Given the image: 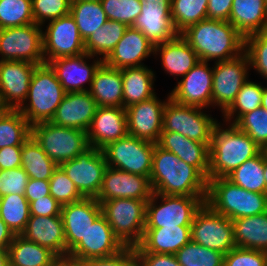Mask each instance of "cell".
Wrapping results in <instances>:
<instances>
[{"label": "cell", "instance_id": "836d02e7", "mask_svg": "<svg viewBox=\"0 0 267 266\" xmlns=\"http://www.w3.org/2000/svg\"><path fill=\"white\" fill-rule=\"evenodd\" d=\"M236 247L267 251V212L232 220Z\"/></svg>", "mask_w": 267, "mask_h": 266}, {"label": "cell", "instance_id": "89a4df30", "mask_svg": "<svg viewBox=\"0 0 267 266\" xmlns=\"http://www.w3.org/2000/svg\"><path fill=\"white\" fill-rule=\"evenodd\" d=\"M265 158H267V144L261 149Z\"/></svg>", "mask_w": 267, "mask_h": 266}, {"label": "cell", "instance_id": "60d3db41", "mask_svg": "<svg viewBox=\"0 0 267 266\" xmlns=\"http://www.w3.org/2000/svg\"><path fill=\"white\" fill-rule=\"evenodd\" d=\"M30 205L21 194L0 197V218L15 235H20L30 218Z\"/></svg>", "mask_w": 267, "mask_h": 266}, {"label": "cell", "instance_id": "7a4b0ae2", "mask_svg": "<svg viewBox=\"0 0 267 266\" xmlns=\"http://www.w3.org/2000/svg\"><path fill=\"white\" fill-rule=\"evenodd\" d=\"M180 35L201 61L229 60L242 54L245 48V38L229 21L204 19Z\"/></svg>", "mask_w": 267, "mask_h": 266}, {"label": "cell", "instance_id": "83f0119b", "mask_svg": "<svg viewBox=\"0 0 267 266\" xmlns=\"http://www.w3.org/2000/svg\"><path fill=\"white\" fill-rule=\"evenodd\" d=\"M190 140L176 132H162L157 145L174 153L186 164L196 167L209 180V146Z\"/></svg>", "mask_w": 267, "mask_h": 266}, {"label": "cell", "instance_id": "7c38bea8", "mask_svg": "<svg viewBox=\"0 0 267 266\" xmlns=\"http://www.w3.org/2000/svg\"><path fill=\"white\" fill-rule=\"evenodd\" d=\"M191 241L227 254L235 245L232 220L215 212L206 202L191 224Z\"/></svg>", "mask_w": 267, "mask_h": 266}, {"label": "cell", "instance_id": "91938a15", "mask_svg": "<svg viewBox=\"0 0 267 266\" xmlns=\"http://www.w3.org/2000/svg\"><path fill=\"white\" fill-rule=\"evenodd\" d=\"M174 255L181 265H191L192 262L198 261V256L200 255V244L190 241L181 247Z\"/></svg>", "mask_w": 267, "mask_h": 266}, {"label": "cell", "instance_id": "94428289", "mask_svg": "<svg viewBox=\"0 0 267 266\" xmlns=\"http://www.w3.org/2000/svg\"><path fill=\"white\" fill-rule=\"evenodd\" d=\"M224 255L221 252L200 245L198 262L203 266H223Z\"/></svg>", "mask_w": 267, "mask_h": 266}, {"label": "cell", "instance_id": "52a82bcc", "mask_svg": "<svg viewBox=\"0 0 267 266\" xmlns=\"http://www.w3.org/2000/svg\"><path fill=\"white\" fill-rule=\"evenodd\" d=\"M31 136L58 166L90 148L86 131L51 122L32 125Z\"/></svg>", "mask_w": 267, "mask_h": 266}, {"label": "cell", "instance_id": "f6af8a7d", "mask_svg": "<svg viewBox=\"0 0 267 266\" xmlns=\"http://www.w3.org/2000/svg\"><path fill=\"white\" fill-rule=\"evenodd\" d=\"M234 124L261 149L267 144V110L264 108L245 113Z\"/></svg>", "mask_w": 267, "mask_h": 266}, {"label": "cell", "instance_id": "11a10c76", "mask_svg": "<svg viewBox=\"0 0 267 266\" xmlns=\"http://www.w3.org/2000/svg\"><path fill=\"white\" fill-rule=\"evenodd\" d=\"M31 216H58L61 215V204L51 195H47L30 204Z\"/></svg>", "mask_w": 267, "mask_h": 266}, {"label": "cell", "instance_id": "db71d44e", "mask_svg": "<svg viewBox=\"0 0 267 266\" xmlns=\"http://www.w3.org/2000/svg\"><path fill=\"white\" fill-rule=\"evenodd\" d=\"M136 266H181L174 254L136 252Z\"/></svg>", "mask_w": 267, "mask_h": 266}, {"label": "cell", "instance_id": "ab89813d", "mask_svg": "<svg viewBox=\"0 0 267 266\" xmlns=\"http://www.w3.org/2000/svg\"><path fill=\"white\" fill-rule=\"evenodd\" d=\"M31 137V125L19 110L9 109L0 118V149L22 146Z\"/></svg>", "mask_w": 267, "mask_h": 266}, {"label": "cell", "instance_id": "cb8c5ba5", "mask_svg": "<svg viewBox=\"0 0 267 266\" xmlns=\"http://www.w3.org/2000/svg\"><path fill=\"white\" fill-rule=\"evenodd\" d=\"M98 105L89 91L68 92L57 107L51 123L88 131Z\"/></svg>", "mask_w": 267, "mask_h": 266}, {"label": "cell", "instance_id": "8d00e7d4", "mask_svg": "<svg viewBox=\"0 0 267 266\" xmlns=\"http://www.w3.org/2000/svg\"><path fill=\"white\" fill-rule=\"evenodd\" d=\"M21 167L29 178L49 181L58 165L48 157L31 136L22 145Z\"/></svg>", "mask_w": 267, "mask_h": 266}, {"label": "cell", "instance_id": "a7ac6f4b", "mask_svg": "<svg viewBox=\"0 0 267 266\" xmlns=\"http://www.w3.org/2000/svg\"><path fill=\"white\" fill-rule=\"evenodd\" d=\"M8 110L9 109H7V107L4 105L0 94V111H8Z\"/></svg>", "mask_w": 267, "mask_h": 266}, {"label": "cell", "instance_id": "4316f807", "mask_svg": "<svg viewBox=\"0 0 267 266\" xmlns=\"http://www.w3.org/2000/svg\"><path fill=\"white\" fill-rule=\"evenodd\" d=\"M50 249L56 255H67L66 239L61 215L30 216L24 231L20 234Z\"/></svg>", "mask_w": 267, "mask_h": 266}, {"label": "cell", "instance_id": "f907efd6", "mask_svg": "<svg viewBox=\"0 0 267 266\" xmlns=\"http://www.w3.org/2000/svg\"><path fill=\"white\" fill-rule=\"evenodd\" d=\"M223 266H267L266 251L234 247L224 255Z\"/></svg>", "mask_w": 267, "mask_h": 266}, {"label": "cell", "instance_id": "6125c7cd", "mask_svg": "<svg viewBox=\"0 0 267 266\" xmlns=\"http://www.w3.org/2000/svg\"><path fill=\"white\" fill-rule=\"evenodd\" d=\"M15 234L6 225V223L0 218V249H8Z\"/></svg>", "mask_w": 267, "mask_h": 266}, {"label": "cell", "instance_id": "5b68a950", "mask_svg": "<svg viewBox=\"0 0 267 266\" xmlns=\"http://www.w3.org/2000/svg\"><path fill=\"white\" fill-rule=\"evenodd\" d=\"M66 92L58 81L55 72L48 64L35 68L25 101L19 110L32 126L41 122H50Z\"/></svg>", "mask_w": 267, "mask_h": 266}, {"label": "cell", "instance_id": "6da1fadb", "mask_svg": "<svg viewBox=\"0 0 267 266\" xmlns=\"http://www.w3.org/2000/svg\"><path fill=\"white\" fill-rule=\"evenodd\" d=\"M149 180L152 191L157 194L207 197L208 179L196 167L157 144Z\"/></svg>", "mask_w": 267, "mask_h": 266}, {"label": "cell", "instance_id": "9c48e42d", "mask_svg": "<svg viewBox=\"0 0 267 266\" xmlns=\"http://www.w3.org/2000/svg\"><path fill=\"white\" fill-rule=\"evenodd\" d=\"M158 198H161L160 205H156ZM206 198L163 195L153 192L146 204L145 228L191 226L196 212L206 202Z\"/></svg>", "mask_w": 267, "mask_h": 266}, {"label": "cell", "instance_id": "8c879c8a", "mask_svg": "<svg viewBox=\"0 0 267 266\" xmlns=\"http://www.w3.org/2000/svg\"><path fill=\"white\" fill-rule=\"evenodd\" d=\"M7 111H0V118L6 113Z\"/></svg>", "mask_w": 267, "mask_h": 266}, {"label": "cell", "instance_id": "f1b7e54d", "mask_svg": "<svg viewBox=\"0 0 267 266\" xmlns=\"http://www.w3.org/2000/svg\"><path fill=\"white\" fill-rule=\"evenodd\" d=\"M190 241L191 226L145 228L141 242L134 248L136 252L175 254Z\"/></svg>", "mask_w": 267, "mask_h": 266}, {"label": "cell", "instance_id": "7402d4cb", "mask_svg": "<svg viewBox=\"0 0 267 266\" xmlns=\"http://www.w3.org/2000/svg\"><path fill=\"white\" fill-rule=\"evenodd\" d=\"M90 147L102 150L109 143L128 135L126 111L123 107L98 106L87 131Z\"/></svg>", "mask_w": 267, "mask_h": 266}, {"label": "cell", "instance_id": "ffe728a7", "mask_svg": "<svg viewBox=\"0 0 267 266\" xmlns=\"http://www.w3.org/2000/svg\"><path fill=\"white\" fill-rule=\"evenodd\" d=\"M37 66L27 61H0V94L7 109L24 105Z\"/></svg>", "mask_w": 267, "mask_h": 266}, {"label": "cell", "instance_id": "b9f144b4", "mask_svg": "<svg viewBox=\"0 0 267 266\" xmlns=\"http://www.w3.org/2000/svg\"><path fill=\"white\" fill-rule=\"evenodd\" d=\"M207 6L208 0H171V16L178 33L207 19Z\"/></svg>", "mask_w": 267, "mask_h": 266}, {"label": "cell", "instance_id": "ee69618b", "mask_svg": "<svg viewBox=\"0 0 267 266\" xmlns=\"http://www.w3.org/2000/svg\"><path fill=\"white\" fill-rule=\"evenodd\" d=\"M33 23L32 0H0V29Z\"/></svg>", "mask_w": 267, "mask_h": 266}, {"label": "cell", "instance_id": "4dcf8cb0", "mask_svg": "<svg viewBox=\"0 0 267 266\" xmlns=\"http://www.w3.org/2000/svg\"><path fill=\"white\" fill-rule=\"evenodd\" d=\"M160 52L162 67L173 76H185L200 60L192 47L179 35L154 47Z\"/></svg>", "mask_w": 267, "mask_h": 266}, {"label": "cell", "instance_id": "bcb514c9", "mask_svg": "<svg viewBox=\"0 0 267 266\" xmlns=\"http://www.w3.org/2000/svg\"><path fill=\"white\" fill-rule=\"evenodd\" d=\"M108 20L133 26L142 11L139 0H100Z\"/></svg>", "mask_w": 267, "mask_h": 266}, {"label": "cell", "instance_id": "7dc6e473", "mask_svg": "<svg viewBox=\"0 0 267 266\" xmlns=\"http://www.w3.org/2000/svg\"><path fill=\"white\" fill-rule=\"evenodd\" d=\"M49 185L50 195L61 206L77 202L84 198L60 166L54 170L52 177L49 179Z\"/></svg>", "mask_w": 267, "mask_h": 266}, {"label": "cell", "instance_id": "e575fe53", "mask_svg": "<svg viewBox=\"0 0 267 266\" xmlns=\"http://www.w3.org/2000/svg\"><path fill=\"white\" fill-rule=\"evenodd\" d=\"M8 250L10 266H49L57 256L50 249L21 235H15Z\"/></svg>", "mask_w": 267, "mask_h": 266}, {"label": "cell", "instance_id": "c3c4849f", "mask_svg": "<svg viewBox=\"0 0 267 266\" xmlns=\"http://www.w3.org/2000/svg\"><path fill=\"white\" fill-rule=\"evenodd\" d=\"M244 51L250 66L267 80V31L246 37Z\"/></svg>", "mask_w": 267, "mask_h": 266}, {"label": "cell", "instance_id": "f5cc1de1", "mask_svg": "<svg viewBox=\"0 0 267 266\" xmlns=\"http://www.w3.org/2000/svg\"><path fill=\"white\" fill-rule=\"evenodd\" d=\"M78 262L79 266H136V251L133 246H125L114 255L82 259Z\"/></svg>", "mask_w": 267, "mask_h": 266}, {"label": "cell", "instance_id": "f35d334b", "mask_svg": "<svg viewBox=\"0 0 267 266\" xmlns=\"http://www.w3.org/2000/svg\"><path fill=\"white\" fill-rule=\"evenodd\" d=\"M128 26L114 20L107 22L85 41V51L90 56L102 55L104 60L123 37Z\"/></svg>", "mask_w": 267, "mask_h": 266}, {"label": "cell", "instance_id": "03108f58", "mask_svg": "<svg viewBox=\"0 0 267 266\" xmlns=\"http://www.w3.org/2000/svg\"><path fill=\"white\" fill-rule=\"evenodd\" d=\"M261 107L267 110V87H263Z\"/></svg>", "mask_w": 267, "mask_h": 266}, {"label": "cell", "instance_id": "be15d7a7", "mask_svg": "<svg viewBox=\"0 0 267 266\" xmlns=\"http://www.w3.org/2000/svg\"><path fill=\"white\" fill-rule=\"evenodd\" d=\"M49 266H79L78 259L69 254L57 255L49 264Z\"/></svg>", "mask_w": 267, "mask_h": 266}, {"label": "cell", "instance_id": "30bf717a", "mask_svg": "<svg viewBox=\"0 0 267 266\" xmlns=\"http://www.w3.org/2000/svg\"><path fill=\"white\" fill-rule=\"evenodd\" d=\"M155 143L127 135L102 149L108 167L150 178Z\"/></svg>", "mask_w": 267, "mask_h": 266}, {"label": "cell", "instance_id": "e0dca14e", "mask_svg": "<svg viewBox=\"0 0 267 266\" xmlns=\"http://www.w3.org/2000/svg\"><path fill=\"white\" fill-rule=\"evenodd\" d=\"M213 67L199 61L170 93V98L181 105L207 108L212 105Z\"/></svg>", "mask_w": 267, "mask_h": 266}, {"label": "cell", "instance_id": "e7e4bbea", "mask_svg": "<svg viewBox=\"0 0 267 266\" xmlns=\"http://www.w3.org/2000/svg\"><path fill=\"white\" fill-rule=\"evenodd\" d=\"M0 266H10L8 249H0Z\"/></svg>", "mask_w": 267, "mask_h": 266}, {"label": "cell", "instance_id": "003e7915", "mask_svg": "<svg viewBox=\"0 0 267 266\" xmlns=\"http://www.w3.org/2000/svg\"><path fill=\"white\" fill-rule=\"evenodd\" d=\"M264 178L266 182V187H267V158L264 157Z\"/></svg>", "mask_w": 267, "mask_h": 266}, {"label": "cell", "instance_id": "277c9868", "mask_svg": "<svg viewBox=\"0 0 267 266\" xmlns=\"http://www.w3.org/2000/svg\"><path fill=\"white\" fill-rule=\"evenodd\" d=\"M206 203L230 220L267 212V194L247 191L226 177L208 180Z\"/></svg>", "mask_w": 267, "mask_h": 266}, {"label": "cell", "instance_id": "74e56055", "mask_svg": "<svg viewBox=\"0 0 267 266\" xmlns=\"http://www.w3.org/2000/svg\"><path fill=\"white\" fill-rule=\"evenodd\" d=\"M70 14L74 17L78 31L85 41L107 22L100 1L78 0L71 2Z\"/></svg>", "mask_w": 267, "mask_h": 266}, {"label": "cell", "instance_id": "9f6ffc18", "mask_svg": "<svg viewBox=\"0 0 267 266\" xmlns=\"http://www.w3.org/2000/svg\"><path fill=\"white\" fill-rule=\"evenodd\" d=\"M22 146H10L0 149V170L21 167Z\"/></svg>", "mask_w": 267, "mask_h": 266}, {"label": "cell", "instance_id": "5bb4252c", "mask_svg": "<svg viewBox=\"0 0 267 266\" xmlns=\"http://www.w3.org/2000/svg\"><path fill=\"white\" fill-rule=\"evenodd\" d=\"M249 65L245 51L235 58L215 62L212 106H220L222 114L231 106L240 88L248 81Z\"/></svg>", "mask_w": 267, "mask_h": 266}, {"label": "cell", "instance_id": "816d5d0a", "mask_svg": "<svg viewBox=\"0 0 267 266\" xmlns=\"http://www.w3.org/2000/svg\"><path fill=\"white\" fill-rule=\"evenodd\" d=\"M28 174L22 167L0 170V197L10 194L24 195Z\"/></svg>", "mask_w": 267, "mask_h": 266}, {"label": "cell", "instance_id": "ac0fdd59", "mask_svg": "<svg viewBox=\"0 0 267 266\" xmlns=\"http://www.w3.org/2000/svg\"><path fill=\"white\" fill-rule=\"evenodd\" d=\"M152 194L148 177L107 167L96 200L101 203L118 198H129L148 202Z\"/></svg>", "mask_w": 267, "mask_h": 266}, {"label": "cell", "instance_id": "2644e50d", "mask_svg": "<svg viewBox=\"0 0 267 266\" xmlns=\"http://www.w3.org/2000/svg\"><path fill=\"white\" fill-rule=\"evenodd\" d=\"M181 266H203V265H201V264L197 261V262H192L191 265H181Z\"/></svg>", "mask_w": 267, "mask_h": 266}, {"label": "cell", "instance_id": "1f68e13d", "mask_svg": "<svg viewBox=\"0 0 267 266\" xmlns=\"http://www.w3.org/2000/svg\"><path fill=\"white\" fill-rule=\"evenodd\" d=\"M89 93L98 106L123 107L121 69H114L102 63L94 73Z\"/></svg>", "mask_w": 267, "mask_h": 266}, {"label": "cell", "instance_id": "603a6c76", "mask_svg": "<svg viewBox=\"0 0 267 266\" xmlns=\"http://www.w3.org/2000/svg\"><path fill=\"white\" fill-rule=\"evenodd\" d=\"M101 213V204L96 198H83L62 206L61 217L68 253L85 236L89 226Z\"/></svg>", "mask_w": 267, "mask_h": 266}, {"label": "cell", "instance_id": "f546056e", "mask_svg": "<svg viewBox=\"0 0 267 266\" xmlns=\"http://www.w3.org/2000/svg\"><path fill=\"white\" fill-rule=\"evenodd\" d=\"M229 22L244 38L267 31V2L233 0Z\"/></svg>", "mask_w": 267, "mask_h": 266}, {"label": "cell", "instance_id": "681fc988", "mask_svg": "<svg viewBox=\"0 0 267 266\" xmlns=\"http://www.w3.org/2000/svg\"><path fill=\"white\" fill-rule=\"evenodd\" d=\"M70 9V0H32L34 23L40 26L45 20L52 21L68 15Z\"/></svg>", "mask_w": 267, "mask_h": 266}, {"label": "cell", "instance_id": "3957f363", "mask_svg": "<svg viewBox=\"0 0 267 266\" xmlns=\"http://www.w3.org/2000/svg\"><path fill=\"white\" fill-rule=\"evenodd\" d=\"M261 148L235 124L222 129L215 125L209 146V179L226 177Z\"/></svg>", "mask_w": 267, "mask_h": 266}, {"label": "cell", "instance_id": "2e32d148", "mask_svg": "<svg viewBox=\"0 0 267 266\" xmlns=\"http://www.w3.org/2000/svg\"><path fill=\"white\" fill-rule=\"evenodd\" d=\"M142 11L133 27L155 45L171 41L180 34L171 16V0H139Z\"/></svg>", "mask_w": 267, "mask_h": 266}, {"label": "cell", "instance_id": "ba28073f", "mask_svg": "<svg viewBox=\"0 0 267 266\" xmlns=\"http://www.w3.org/2000/svg\"><path fill=\"white\" fill-rule=\"evenodd\" d=\"M202 109L176 103L169 95L163 110L162 132H176L196 142L211 143L218 122Z\"/></svg>", "mask_w": 267, "mask_h": 266}, {"label": "cell", "instance_id": "4fadbf2b", "mask_svg": "<svg viewBox=\"0 0 267 266\" xmlns=\"http://www.w3.org/2000/svg\"><path fill=\"white\" fill-rule=\"evenodd\" d=\"M84 198H96L108 165L102 150L90 147L59 165Z\"/></svg>", "mask_w": 267, "mask_h": 266}, {"label": "cell", "instance_id": "44dd1931", "mask_svg": "<svg viewBox=\"0 0 267 266\" xmlns=\"http://www.w3.org/2000/svg\"><path fill=\"white\" fill-rule=\"evenodd\" d=\"M124 247L101 213L89 226L85 236L68 254L78 260L100 258L114 255Z\"/></svg>", "mask_w": 267, "mask_h": 266}, {"label": "cell", "instance_id": "d6986e66", "mask_svg": "<svg viewBox=\"0 0 267 266\" xmlns=\"http://www.w3.org/2000/svg\"><path fill=\"white\" fill-rule=\"evenodd\" d=\"M166 103L155 95L126 108L128 135L157 144L162 133Z\"/></svg>", "mask_w": 267, "mask_h": 266}, {"label": "cell", "instance_id": "484cf974", "mask_svg": "<svg viewBox=\"0 0 267 266\" xmlns=\"http://www.w3.org/2000/svg\"><path fill=\"white\" fill-rule=\"evenodd\" d=\"M154 47L140 30L129 26L103 63L114 69L143 66L142 60L154 53Z\"/></svg>", "mask_w": 267, "mask_h": 266}, {"label": "cell", "instance_id": "d4e9b609", "mask_svg": "<svg viewBox=\"0 0 267 266\" xmlns=\"http://www.w3.org/2000/svg\"><path fill=\"white\" fill-rule=\"evenodd\" d=\"M87 58H94V56L84 53L79 56L53 59L47 63L55 72L66 93L89 91L83 87L86 82H89L91 88L94 73L103 63V59L95 60L90 66L86 62Z\"/></svg>", "mask_w": 267, "mask_h": 266}, {"label": "cell", "instance_id": "8992f818", "mask_svg": "<svg viewBox=\"0 0 267 266\" xmlns=\"http://www.w3.org/2000/svg\"><path fill=\"white\" fill-rule=\"evenodd\" d=\"M102 214L124 246H137L146 226V201L118 198L101 203Z\"/></svg>", "mask_w": 267, "mask_h": 266}, {"label": "cell", "instance_id": "680465c9", "mask_svg": "<svg viewBox=\"0 0 267 266\" xmlns=\"http://www.w3.org/2000/svg\"><path fill=\"white\" fill-rule=\"evenodd\" d=\"M50 195V185L47 180H36L29 178L27 186L25 188L24 196L26 197L29 204L32 201L43 198Z\"/></svg>", "mask_w": 267, "mask_h": 266}, {"label": "cell", "instance_id": "d590c367", "mask_svg": "<svg viewBox=\"0 0 267 266\" xmlns=\"http://www.w3.org/2000/svg\"><path fill=\"white\" fill-rule=\"evenodd\" d=\"M226 178L247 191L267 194L262 151L245 161L227 175Z\"/></svg>", "mask_w": 267, "mask_h": 266}, {"label": "cell", "instance_id": "753ad0ef", "mask_svg": "<svg viewBox=\"0 0 267 266\" xmlns=\"http://www.w3.org/2000/svg\"><path fill=\"white\" fill-rule=\"evenodd\" d=\"M71 2H75V1H78V0H70ZM88 1H100V0H88Z\"/></svg>", "mask_w": 267, "mask_h": 266}, {"label": "cell", "instance_id": "9a60e30c", "mask_svg": "<svg viewBox=\"0 0 267 266\" xmlns=\"http://www.w3.org/2000/svg\"><path fill=\"white\" fill-rule=\"evenodd\" d=\"M43 31L45 64L62 57L79 56L84 53V40L78 31L74 17L69 13L49 22ZM47 56V57H46Z\"/></svg>", "mask_w": 267, "mask_h": 266}, {"label": "cell", "instance_id": "d6a6232c", "mask_svg": "<svg viewBox=\"0 0 267 266\" xmlns=\"http://www.w3.org/2000/svg\"><path fill=\"white\" fill-rule=\"evenodd\" d=\"M123 80V108L143 102L153 96L154 72L145 65L121 69Z\"/></svg>", "mask_w": 267, "mask_h": 266}, {"label": "cell", "instance_id": "8fae6325", "mask_svg": "<svg viewBox=\"0 0 267 266\" xmlns=\"http://www.w3.org/2000/svg\"><path fill=\"white\" fill-rule=\"evenodd\" d=\"M0 61L45 64L42 26L36 23L0 29Z\"/></svg>", "mask_w": 267, "mask_h": 266}, {"label": "cell", "instance_id": "6f0895ef", "mask_svg": "<svg viewBox=\"0 0 267 266\" xmlns=\"http://www.w3.org/2000/svg\"><path fill=\"white\" fill-rule=\"evenodd\" d=\"M233 0H208L207 19L229 21Z\"/></svg>", "mask_w": 267, "mask_h": 266}, {"label": "cell", "instance_id": "7bdbcfd3", "mask_svg": "<svg viewBox=\"0 0 267 266\" xmlns=\"http://www.w3.org/2000/svg\"><path fill=\"white\" fill-rule=\"evenodd\" d=\"M262 95L263 86L248 80L240 88V91L238 92L231 106L223 113L226 122H230L231 118H234V114L236 115L238 113L235 120L232 122V124H234L245 113L260 108L262 103Z\"/></svg>", "mask_w": 267, "mask_h": 266}]
</instances>
